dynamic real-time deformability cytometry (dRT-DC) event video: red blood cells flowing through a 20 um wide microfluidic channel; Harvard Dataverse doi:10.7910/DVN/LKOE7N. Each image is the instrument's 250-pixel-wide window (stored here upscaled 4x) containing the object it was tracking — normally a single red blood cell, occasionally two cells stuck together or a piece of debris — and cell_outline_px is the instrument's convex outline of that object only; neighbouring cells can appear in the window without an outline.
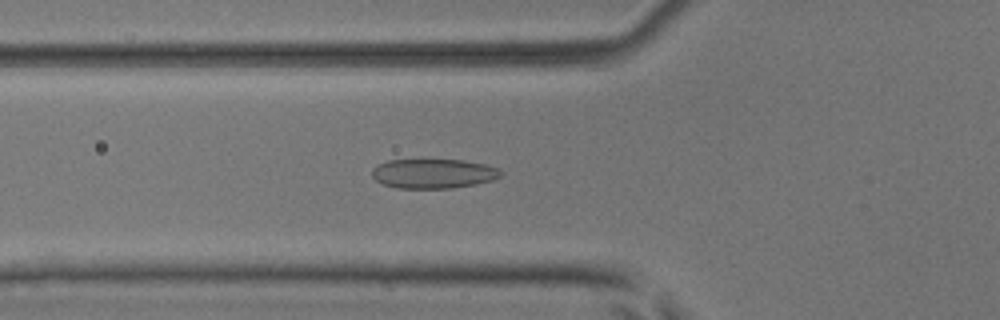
{"species": "common noctule bat (a hibernating species)", "species_latin": "Nyctalus noctula", "temperature_condition": "room temperature", "stored_images_in_passage": 44, "camera_frame_rate_fps": 3000, "um_per_image_px": 0.085, "animal": {"sex": "male", "body_mass_g": 17.9, "forearm_length_mm": 54.2}, "frame": {"image": 1, "passage_image": 9, "time_ms": 2.667, "image_size_px": [1000, 320], "cell_outline_px": [[504, 172], [500, 176], [492, 180], [476, 184], [452, 188], [396, 188], [384, 184], [376, 180], [372, 176], [372, 168], [388, 160], [464, 160], [484, 164], [496, 168]], "centroid_in_image_um": [36.84, 14.76], "position_along_channel_um": 89.0, "area_um2": 22.02}}
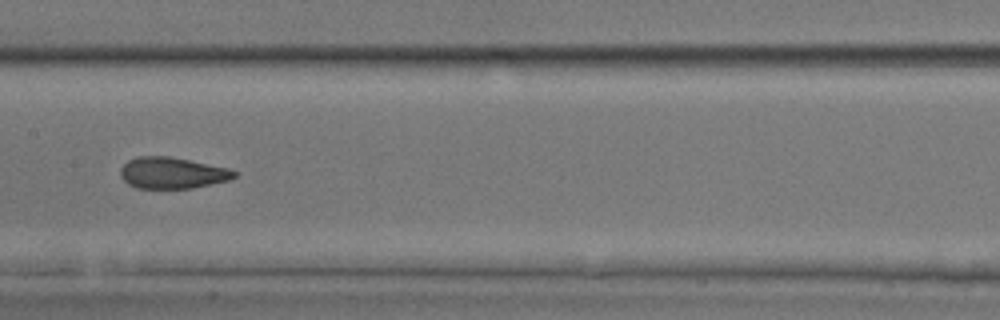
{"frame": {"image": 2, "passage_image": 17, "time_ms": 5.333, "image_size_px": [1000, 320], "cell_outline_px": [[236, 176], [228, 180], [192, 188], [136, 188], [128, 184], [120, 176], [120, 168], [128, 160], [140, 156], [172, 156], [228, 168], [236, 172]], "centroid_in_image_um": [14.61, 14.69], "position_along_channel_um": 192.8, "area_um2": 20.75}}
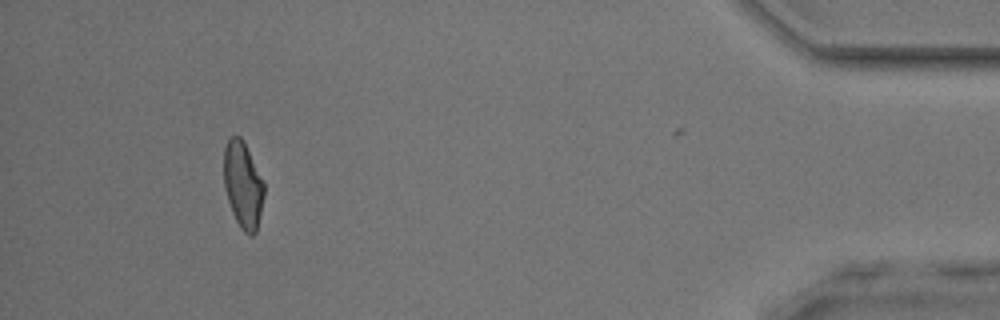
{"frame": {"image": 3, "passage_image": 39, "time_ms": 12.667, "image_size_px": [1000, 320], "cell_outline_px": [[264, 196], [256, 232], [252, 236], [248, 236], [240, 228], [232, 212], [224, 188], [224, 148], [228, 140], [232, 136], [240, 136], [244, 140], [264, 180]], "centroid_in_image_um": [20.66, 15.71], "position_along_channel_um": 414.5, "area_um2": 20.52}, "authors_computed_cell_mechanics": {"area_um2": 20.7502, "velocity_mm_per_s": 3.8924, "shape_relaxation_time_tau1_ms": null, "shape_relaxation_time_tau2_ms": 1.439, "deformation_change_tau1": null, "deformation_change_tau2": 0.0894}}